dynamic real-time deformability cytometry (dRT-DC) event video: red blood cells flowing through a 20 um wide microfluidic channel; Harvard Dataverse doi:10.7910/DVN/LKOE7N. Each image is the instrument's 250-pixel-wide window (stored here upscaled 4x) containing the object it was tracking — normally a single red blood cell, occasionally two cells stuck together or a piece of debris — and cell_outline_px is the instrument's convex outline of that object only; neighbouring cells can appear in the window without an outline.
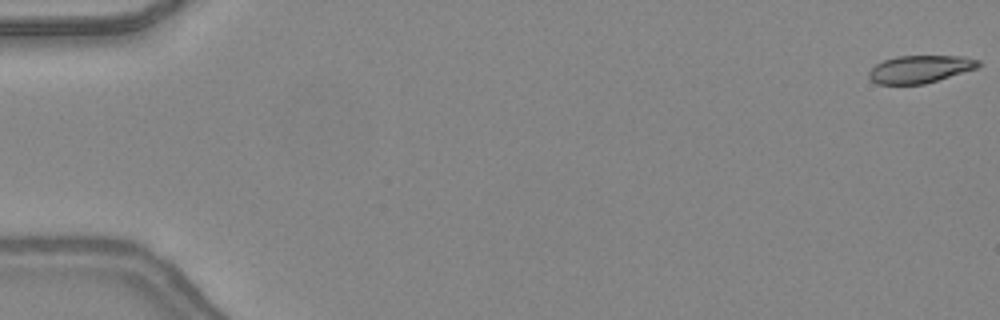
{"species": "common noctule bat (a hibernating species)", "species_latin": "Nyctalus noctula", "temperature_condition": "warm", "stored_images_in_passage": 48, "camera_frame_rate_fps": 3000, "um_per_image_px": 0.085, "animal": {"sex": "female", "body_mass_g": 24.6, "forearm_length_mm": 56.2}, "frame": {"image": 1, "passage_image": 1, "time_ms": 0.0, "image_size_px": [1000, 320], "cell_outline_px": [[980, 64], [976, 68], [924, 84], [876, 84], [868, 76], [868, 72], [876, 64], [884, 60], [896, 56], [964, 56], [980, 60]], "centroid_in_image_um": [78.18, 5.87], "position_along_channel_um": 6.8, "area_um2": 17.46}}
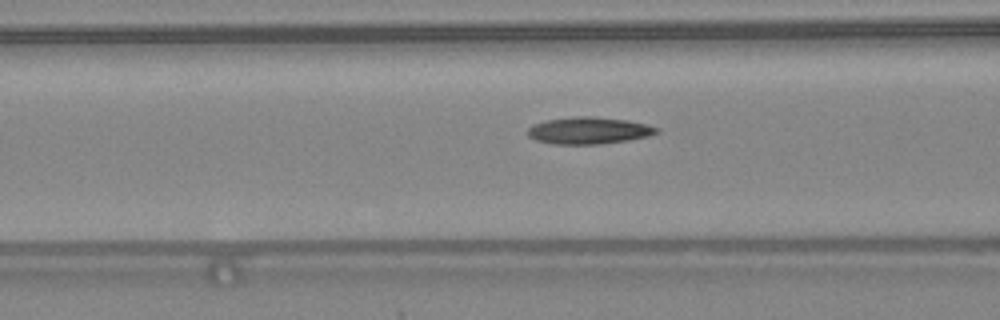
{"frame": {"image": 2, "passage_image": 20, "time_ms": 6.333, "image_size_px": [1000, 320], "cell_outline_px": [[660, 132], [648, 136], [628, 140], [600, 144], [552, 144], [536, 140], [528, 136], [528, 128], [532, 124], [548, 120], [576, 116], [592, 116], [628, 120], [648, 124], [660, 128]], "centroid_in_image_um": [50.08, 11.09], "position_along_channel_um": 116.5, "area_um2": 20.35}}
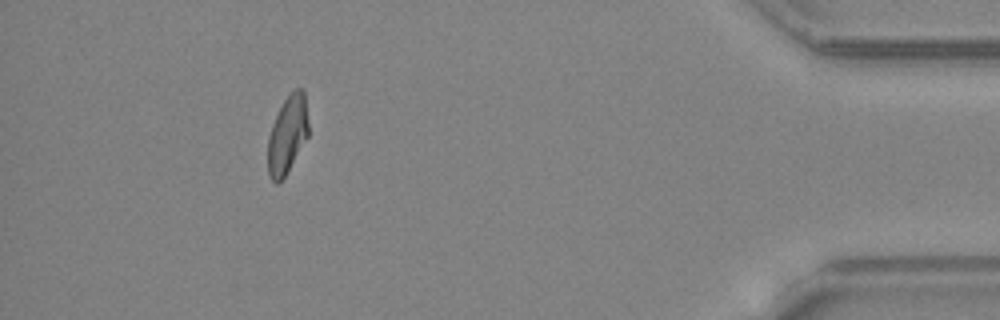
{"frame": {"image": 3, "passage_image": 44, "time_ms": 14.333, "image_size_px": [1000, 320], "cell_outline_px": [[308, 136], [284, 176], [276, 184], [268, 176], [268, 136], [272, 124], [284, 100], [296, 88], [304, 88], [308, 120]], "centroid_in_image_um": [24.43, 11.42], "position_along_channel_um": 410.8, "area_um2": 18.15}, "authors_computed_cell_mechanics": {"area_um2": 19.1318, "velocity_mm_per_s": 4.3837, "shape_relaxation_time_tau1_ms": null, "shape_relaxation_time_tau2_ms": 3.6665, "deformation_change_tau1": null, "deformation_change_tau2": 0.1193}}